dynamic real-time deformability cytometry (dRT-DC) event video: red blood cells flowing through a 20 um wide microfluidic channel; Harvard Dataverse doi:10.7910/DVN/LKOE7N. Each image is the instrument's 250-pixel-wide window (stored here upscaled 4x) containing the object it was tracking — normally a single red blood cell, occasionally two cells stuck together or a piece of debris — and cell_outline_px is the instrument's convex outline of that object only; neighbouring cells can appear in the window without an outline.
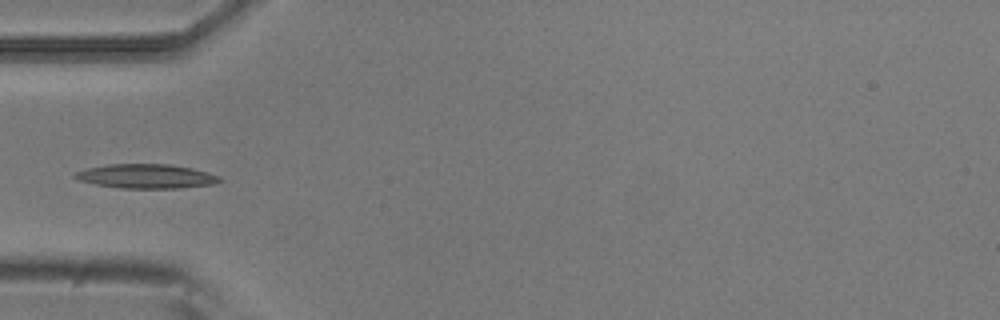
{"species": "common noctule bat (a hibernating species)", "species_latin": "Nyctalus noctula", "temperature_condition": "room temperature", "stored_images_in_passage": 8, "camera_frame_rate_fps": 3000, "um_per_image_px": 0.085, "animal": {"sex": "male", "body_mass_g": 20.5, "forearm_length_mm": 52.5}, "frame": {"image": 1, "passage_image": 5, "time_ms": 1.333, "image_size_px": [1000, 320], "cell_outline_px": [[224, 180], [212, 184], [180, 188], [120, 188], [96, 184], [80, 180], [72, 176], [76, 172], [88, 168], [108, 164], [168, 164], [192, 168], [208, 172], [220, 176]], "centroid_in_image_um": [12.47, 14.98], "position_along_channel_um": 72.5, "area_um2": 20.35}}
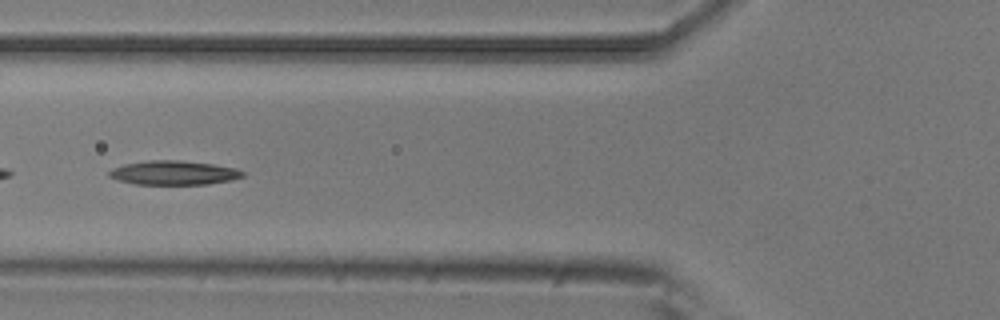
{"frame": {"image": 2, "passage_image": 6, "time_ms": 1.667, "image_size_px": [1000, 320], "cell_outline_px": [[244, 176], [232, 180], [208, 184], [136, 184], [120, 180], [108, 176], [108, 172], [112, 168], [124, 164], [148, 160], [176, 160], [212, 164], [236, 168], [244, 172]], "centroid_in_image_um": [14.77, 14.68], "position_along_channel_um": 111.0, "area_um2": 18.67}}
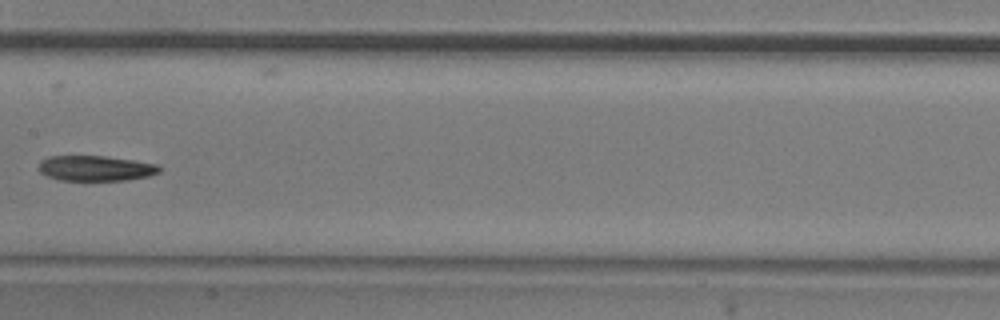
{"frame": {"image": 3, "passage_image": 8, "time_ms": 2.333, "image_size_px": [1000, 320], "cell_outline_px": [[160, 172], [148, 176], [128, 180], [60, 180], [48, 176], [40, 172], [40, 160], [48, 156], [104, 156], [160, 164]], "centroid_in_image_um": [8.15, 14.3], "position_along_channel_um": 199.2, "area_um2": 17.74}}